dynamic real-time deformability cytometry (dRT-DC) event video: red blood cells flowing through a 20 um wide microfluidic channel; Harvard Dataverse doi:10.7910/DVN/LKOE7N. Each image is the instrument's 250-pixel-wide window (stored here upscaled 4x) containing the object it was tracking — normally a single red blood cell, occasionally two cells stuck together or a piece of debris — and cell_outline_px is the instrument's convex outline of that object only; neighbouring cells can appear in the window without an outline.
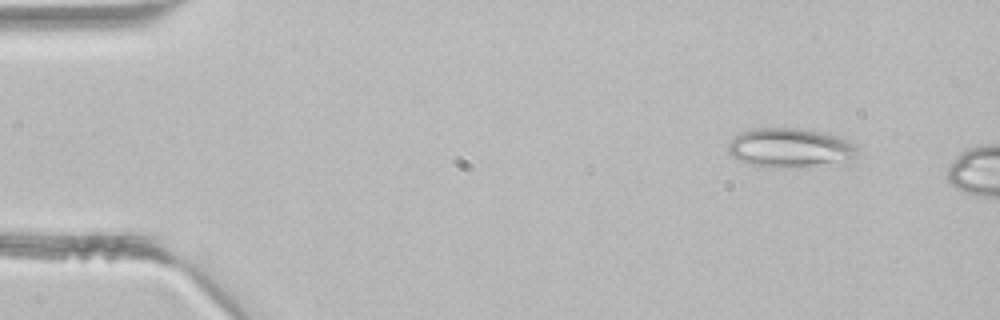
{"species": "common noctule bat (a hibernating species)", "species_latin": "Nyctalus noctula", "temperature_condition": "room temperature", "stored_images_in_passage": 3, "camera_frame_rate_fps": 3000, "um_per_image_px": 0.085, "animal": {"sex": "male", "body_mass_g": 21.5, "forearm_length_mm": 52.0}, "frame": {"image": 1, "passage_image": 3, "time_ms": 0.667, "image_size_px": [1000, 320], "cell_outline_px": [[860, 148], [852, 164], [808, 168], [768, 168], [748, 164], [732, 156], [728, 152], [728, 144], [740, 132], [752, 128], [800, 128], [820, 132], [836, 136], [856, 144]], "centroid_in_image_um": [67.28, 12.62], "position_along_channel_um": 17.7, "area_um2": 30.92}}